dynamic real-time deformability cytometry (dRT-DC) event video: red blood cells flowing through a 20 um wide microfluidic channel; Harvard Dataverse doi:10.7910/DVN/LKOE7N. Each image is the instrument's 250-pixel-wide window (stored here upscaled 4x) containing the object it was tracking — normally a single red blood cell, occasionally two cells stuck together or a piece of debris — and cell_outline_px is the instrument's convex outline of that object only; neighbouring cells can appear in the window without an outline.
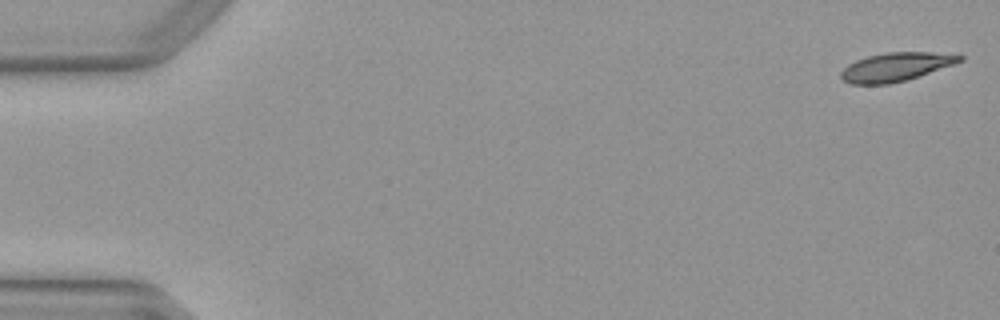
{"species": "Egyptian fruit bat (a non-hibernating species)", "species_latin": "Rousettus aegyptiacus", "temperature_condition": "warm", "stored_images_in_passage": 51, "camera_frame_rate_fps": 3000, "um_per_image_px": 0.085, "animal": {"sex": "female"}, "frame": {"image": 1, "passage_image": 1, "time_ms": 0.0, "image_size_px": [1000, 320], "cell_outline_px": [[964, 60], [904, 80], [888, 84], [852, 84], [844, 80], [840, 76], [840, 72], [848, 64], [856, 60], [868, 56], [884, 52], [932, 52], [964, 56]], "centroid_in_image_um": [76.09, 5.67], "position_along_channel_um": 8.9, "area_um2": 19.36}}
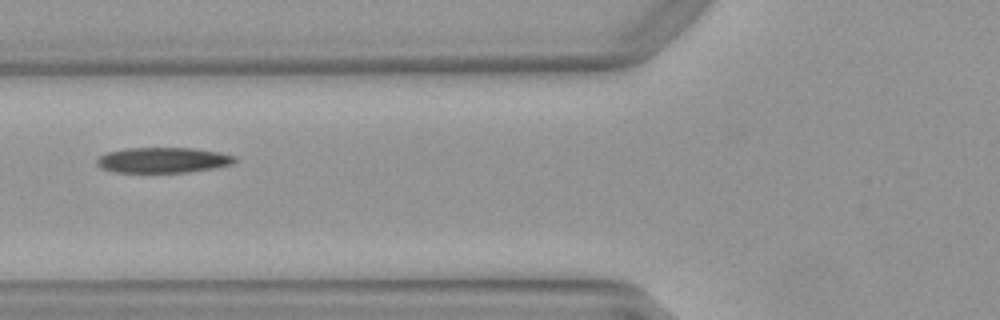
{"frame": {"image": 2, "passage_image": 20, "time_ms": 6.333, "image_size_px": [1000, 320], "cell_outline_px": [[236, 160], [232, 164], [216, 168], [188, 172], [112, 172], [100, 168], [96, 164], [96, 156], [108, 152], [124, 148], [192, 148], [220, 152], [236, 156]], "centroid_in_image_um": [13.82, 13.61], "position_along_channel_um": 112.0, "area_um2": 20.69}}
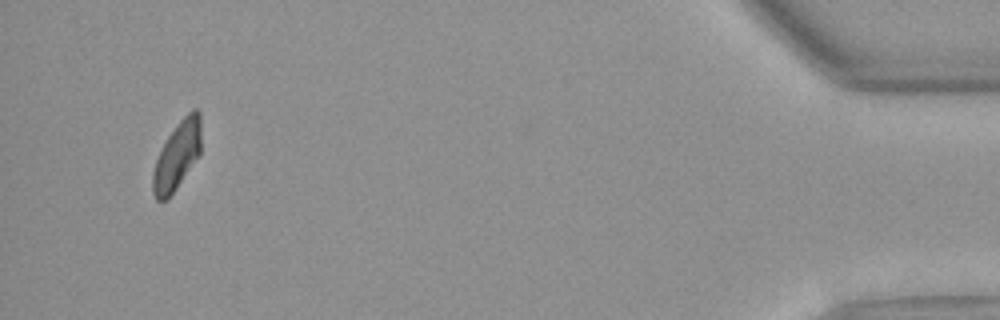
{"frame": {"image": 3, "passage_image": 49, "time_ms": 16.0, "image_size_px": [1000, 320], "cell_outline_px": [[200, 152], [176, 188], [164, 200], [156, 200], [152, 192], [152, 172], [156, 160], [168, 136], [176, 124], [192, 108], [196, 108], [200, 112]], "centroid_in_image_um": [15.04, 13.19], "position_along_channel_um": 420.2, "area_um2": 18.67}, "authors_computed_cell_mechanics": {"area_um2": 20.519, "velocity_mm_per_s": 3.989, "shape_relaxation_time_tau1_ms": 4.8449, "shape_relaxation_time_tau2_ms": null, "deformation_change_tau1": 0.167, "deformation_change_tau2": null}}